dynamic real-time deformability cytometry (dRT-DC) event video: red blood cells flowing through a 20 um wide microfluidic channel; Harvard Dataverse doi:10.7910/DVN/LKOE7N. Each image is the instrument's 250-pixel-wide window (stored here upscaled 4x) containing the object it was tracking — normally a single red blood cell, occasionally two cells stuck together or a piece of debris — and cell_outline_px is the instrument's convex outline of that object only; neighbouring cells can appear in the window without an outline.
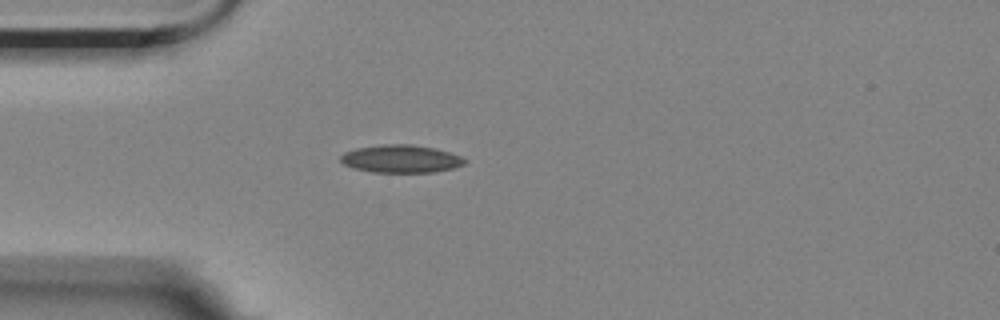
{"species": "Egyptian fruit bat (a non-hibernating species)", "species_latin": "Rousettus aegyptiacus", "temperature_condition": "room temperature", "stored_images_in_passage": 8, "camera_frame_rate_fps": 3000, "um_per_image_px": 0.085, "animal": {"sex": "female"}, "frame": {"image": 1, "passage_image": 1, "time_ms": 0.0, "image_size_px": [1000, 320], "cell_outline_px": [[468, 160], [464, 164], [452, 168], [432, 172], [372, 172], [352, 168], [344, 164], [340, 160], [340, 156], [344, 152], [356, 148], [384, 144], [412, 144], [436, 148], [460, 156]], "centroid_in_image_um": [34.06, 13.49], "position_along_channel_um": 50.9, "area_um2": 20.11}}
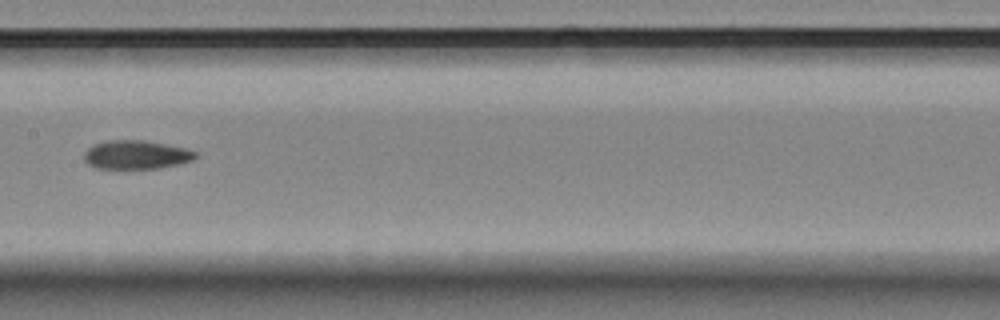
{"frame": {"image": 2, "passage_image": 5, "time_ms": 4.333, "image_size_px": [1000, 320], "cell_outline_px": [[196, 156], [192, 160], [180, 164], [160, 168], [96, 168], [88, 164], [84, 160], [84, 152], [88, 148], [96, 144], [108, 140], [144, 140], [184, 148], [196, 152]], "centroid_in_image_um": [11.56, 13.16], "position_along_channel_um": 195.8, "area_um2": 18.44}}
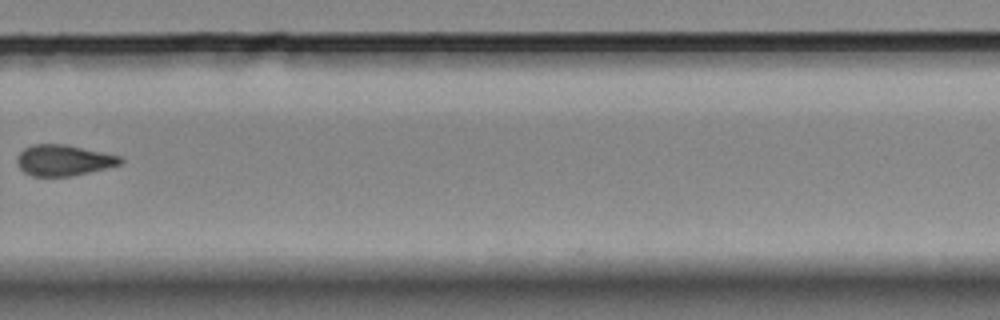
{"frame": {"image": 3, "passage_image": 8, "time_ms": 8.0, "image_size_px": [1000, 320], "cell_outline_px": [[124, 160], [120, 164], [72, 176], [32, 176], [24, 172], [20, 168], [16, 160], [20, 152], [24, 148], [32, 144], [64, 144], [120, 156]], "centroid_in_image_um": [5.37, 13.62], "position_along_channel_um": 324.4, "area_um2": 18.38}}